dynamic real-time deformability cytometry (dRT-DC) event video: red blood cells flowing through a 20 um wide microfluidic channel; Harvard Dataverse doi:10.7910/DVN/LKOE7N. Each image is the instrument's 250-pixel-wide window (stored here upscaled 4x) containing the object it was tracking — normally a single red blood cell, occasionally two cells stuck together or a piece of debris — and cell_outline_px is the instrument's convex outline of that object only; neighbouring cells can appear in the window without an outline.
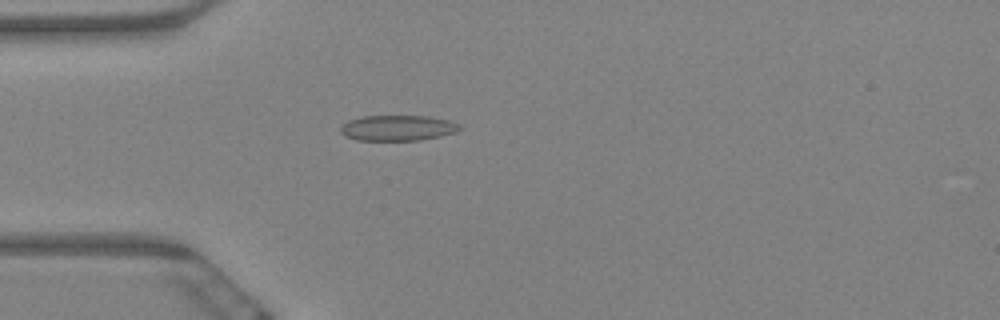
{"species": "Egyptian fruit bat (a non-hibernating species)", "species_latin": "Rousettus aegyptiacus", "temperature_condition": "warm", "stored_images_in_passage": 1, "camera_frame_rate_fps": 3000, "um_per_image_px": 0.085, "animal": {"sex": "female"}, "frame": {"image": 1, "passage_image": 1, "time_ms": 0.0, "image_size_px": [1000, 320], "cell_outline_px": [[464, 128], [456, 132], [440, 136], [420, 140], [356, 140], [344, 136], [340, 132], [340, 128], [348, 120], [364, 116], [432, 116], [448, 120], [460, 124]], "centroid_in_image_um": [33.83, 10.87], "position_along_channel_um": 51.2, "area_um2": 17.86}}